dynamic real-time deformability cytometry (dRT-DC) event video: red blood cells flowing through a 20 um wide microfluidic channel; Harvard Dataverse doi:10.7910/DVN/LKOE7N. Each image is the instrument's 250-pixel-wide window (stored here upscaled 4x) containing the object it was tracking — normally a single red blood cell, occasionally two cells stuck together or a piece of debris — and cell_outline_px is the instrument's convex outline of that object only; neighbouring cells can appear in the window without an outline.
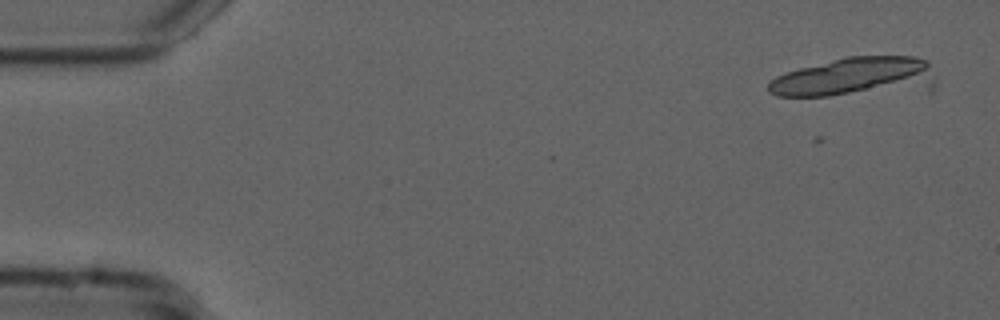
{"species": "common noctule bat (a hibernating species)", "species_latin": "Nyctalus noctula", "temperature_condition": "cold", "stored_images_in_passage": 6, "camera_frame_rate_fps": 3000, "um_per_image_px": 0.085, "animal": {"sex": "male", "forearm_length_mm": 52.5}, "frame": {"image": 1, "passage_image": 1, "time_ms": 0.0, "image_size_px": [1000, 320], "cell_outline_px": [[928, 64], [924, 76], [848, 92], [828, 96], [776, 96], [768, 92], [768, 84], [776, 76], [800, 68], [848, 56], [912, 56], [928, 60]], "centroid_in_image_um": [72.0, 6.41], "position_along_channel_um": 13.0, "area_um2": 32.02}}